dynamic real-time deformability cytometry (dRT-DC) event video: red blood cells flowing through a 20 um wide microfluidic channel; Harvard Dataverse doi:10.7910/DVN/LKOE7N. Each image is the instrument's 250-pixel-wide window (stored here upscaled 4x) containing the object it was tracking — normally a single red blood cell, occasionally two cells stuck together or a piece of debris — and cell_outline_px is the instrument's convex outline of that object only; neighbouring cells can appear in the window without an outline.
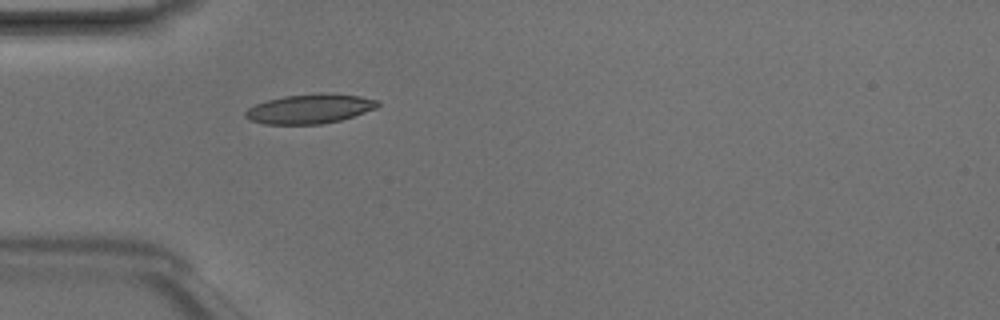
{"species": "Egyptian fruit bat (a non-hibernating species)", "species_latin": "Rousettus aegyptiacus", "temperature_condition": "room temperature", "stored_images_in_passage": 35, "camera_frame_rate_fps": 3000, "um_per_image_px": 0.085, "animal": {"sex": "male"}, "frame": {"image": 1, "passage_image": 1, "time_ms": 0.0, "image_size_px": [1000, 320], "cell_outline_px": [[380, 104], [376, 108], [340, 120], [320, 124], [264, 124], [248, 120], [244, 116], [244, 112], [248, 108], [256, 104], [268, 100], [284, 96], [320, 92], [328, 92], [360, 96], [380, 100]], "centroid_in_image_um": [26.33, 9.23], "position_along_channel_um": 58.7, "area_um2": 22.89}}
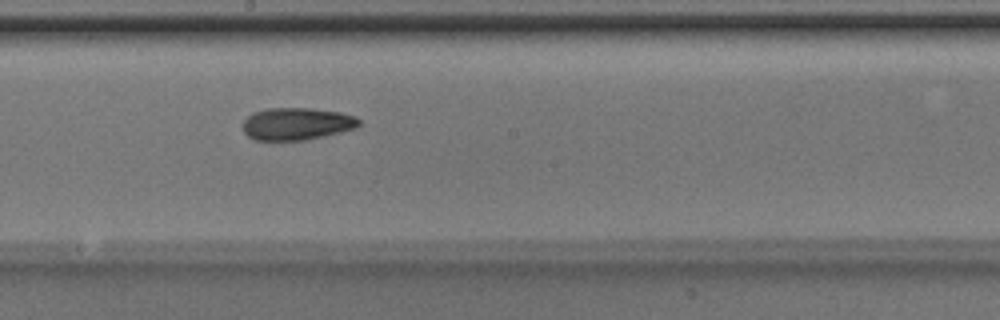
{"frame": {"image": 2, "passage_image": 13, "time_ms": 4.0, "image_size_px": [1000, 320], "cell_outline_px": [[360, 124], [356, 128], [324, 136], [304, 140], [256, 140], [248, 136], [244, 132], [244, 120], [252, 112], [268, 108], [312, 108], [340, 112], [356, 116], [360, 120]], "centroid_in_image_um": [25.24, 10.51], "position_along_channel_um": 223.0, "area_um2": 21.91}}
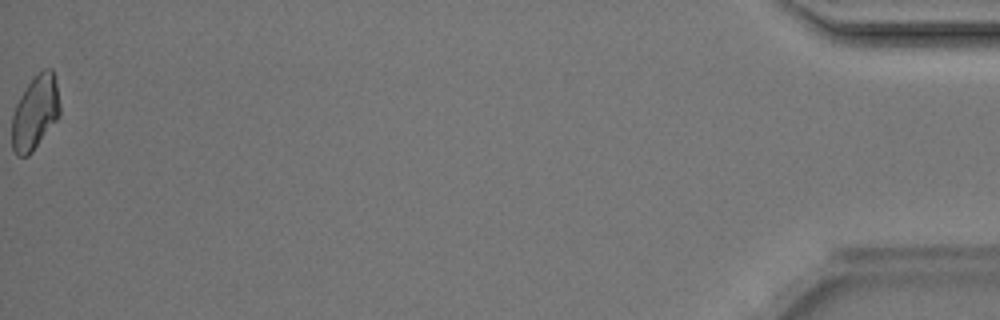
{"frame": {"image": 3, "passage_image": 35, "time_ms": 11.333, "image_size_px": [1000, 320], "cell_outline_px": [[60, 116], [32, 152], [28, 156], [16, 156], [12, 148], [12, 116], [16, 104], [20, 96], [28, 84], [44, 68], [52, 68], [56, 84], [60, 104]], "centroid_in_image_um": [2.99, 9.6], "position_along_channel_um": 432.2, "area_um2": 20.58}, "authors_computed_cell_mechanics": {"area_um2": 21.3282, "velocity_mm_per_s": 4.21, "shape_relaxation_time_tau1_ms": 4.6327, "shape_relaxation_time_tau2_ms": 4.3825, "deformation_change_tau1": 0.1342, "deformation_change_tau2": 0.0911}}